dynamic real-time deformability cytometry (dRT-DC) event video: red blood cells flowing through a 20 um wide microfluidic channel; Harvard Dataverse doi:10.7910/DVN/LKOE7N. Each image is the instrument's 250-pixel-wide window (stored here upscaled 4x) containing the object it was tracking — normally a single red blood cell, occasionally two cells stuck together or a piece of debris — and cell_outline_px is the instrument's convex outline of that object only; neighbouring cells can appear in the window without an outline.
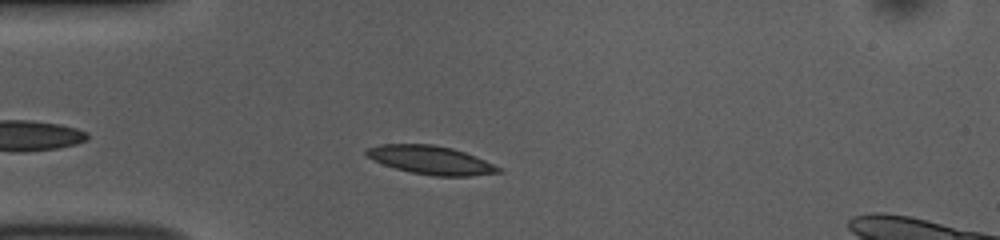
{"species": "common noctule bat (a hibernating species)", "species_latin": "Nyctalus noctula", "temperature_condition": "room temperature", "stored_images_in_passage": 47, "camera_frame_rate_fps": 3000, "um_per_image_px": 0.085, "animal": {"sex": "female", "body_mass_g": 10.0, "forearm_length_mm": 53.1}, "frame": {"image": 1, "passage_image": 8, "time_ms": 2.333, "image_size_px": [1000, 240], "cell_outline_px": [[504, 172], [472, 176], [432, 176], [412, 172], [396, 168], [372, 160], [364, 152], [368, 148], [380, 144], [432, 144], [452, 148], [476, 156], [504, 168]], "centroid_in_image_um": [36.69, 13.61], "position_along_channel_um": 48.3, "area_um2": 22.02}}
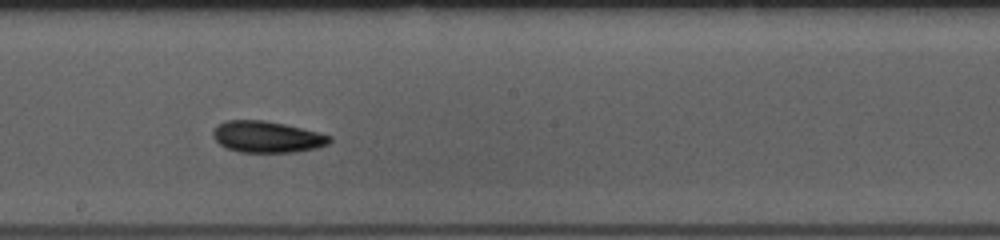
{"frame": {"image": 2, "passage_image": 23, "time_ms": 7.333, "image_size_px": [1000, 240], "cell_outline_px": [[332, 140], [328, 144], [316, 148], [296, 152], [240, 152], [228, 148], [220, 144], [212, 136], [212, 132], [216, 124], [224, 120], [264, 120], [284, 124], [332, 136]], "centroid_in_image_um": [22.66, 11.63], "position_along_channel_um": 225.5, "area_um2": 21.33}}
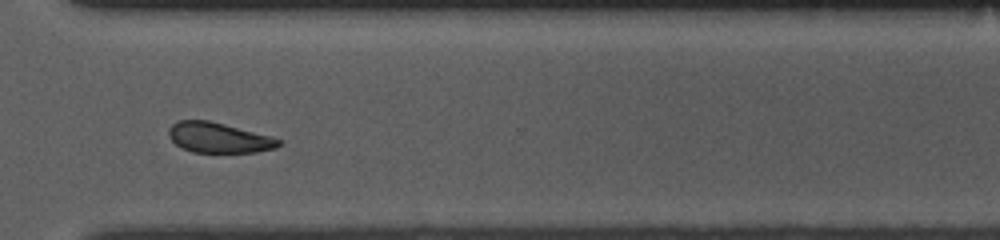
{"frame": {"image": 3, "passage_image": 33, "time_ms": 10.667, "image_size_px": [1000, 240], "cell_outline_px": [[284, 144], [276, 148], [256, 152], [192, 152], [180, 148], [168, 136], [168, 128], [172, 124], [180, 120], [208, 120], [272, 136], [284, 140]], "centroid_in_image_um": [18.62, 11.71], "position_along_channel_um": 352.0, "area_um2": 19.59}}